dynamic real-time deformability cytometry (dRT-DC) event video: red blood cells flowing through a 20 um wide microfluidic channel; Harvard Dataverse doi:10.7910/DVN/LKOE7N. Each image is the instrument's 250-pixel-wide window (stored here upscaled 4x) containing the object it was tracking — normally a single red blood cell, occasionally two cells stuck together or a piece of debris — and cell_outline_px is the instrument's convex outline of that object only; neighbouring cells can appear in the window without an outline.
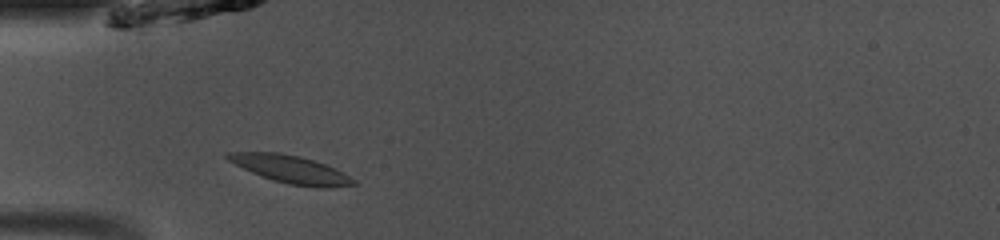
{"species": "common noctule bat (a hibernating species)", "species_latin": "Nyctalus noctula", "temperature_condition": "room temperature", "stored_images_in_passage": 37, "camera_frame_rate_fps": 3000, "um_per_image_px": 0.085, "animal": {"sex": "male", "body_mass_g": 13.0, "forearm_length_mm": 53.1}, "frame": {"image": 1, "passage_image": 4, "time_ms": 1.0, "image_size_px": [1000, 240], "cell_outline_px": [[356, 184], [332, 188], [324, 188], [288, 184], [252, 172], [228, 160], [224, 156], [224, 152], [280, 152], [300, 156], [336, 168], [356, 180]], "centroid_in_image_um": [24.74, 14.38], "position_along_channel_um": 60.3, "area_um2": 20.11}}
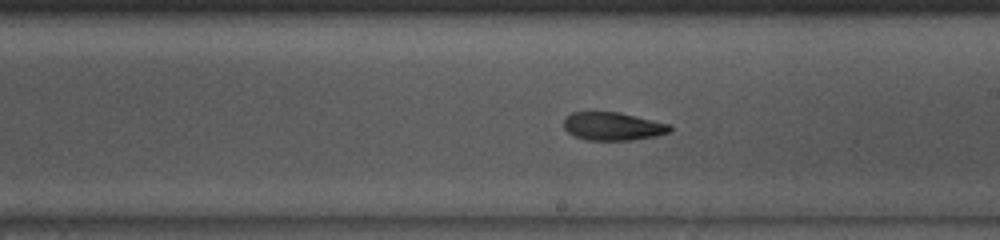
{"frame": {"image": 2, "passage_image": 17, "time_ms": 5.333, "image_size_px": [1000, 240], "cell_outline_px": [[672, 128], [668, 132], [656, 136], [632, 140], [588, 140], [576, 136], [568, 132], [564, 128], [564, 120], [572, 112], [620, 112], [672, 124]], "centroid_in_image_um": [52.13, 10.73], "position_along_channel_um": 236.9, "area_um2": 17.4}}
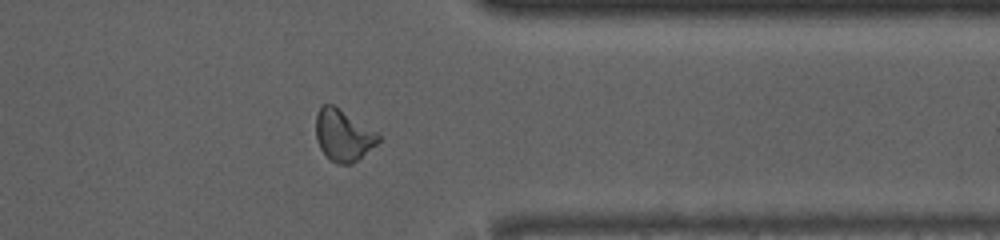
{"frame": {"image": 3, "passage_image": 28, "time_ms": 9.0, "image_size_px": [1000, 240], "cell_outline_px": [[380, 140], [376, 144], [352, 164], [336, 164], [320, 148], [316, 140], [316, 112], [320, 104], [332, 104], [376, 132], [380, 136]], "centroid_in_image_um": [29.13, 11.49], "position_along_channel_um": 382.3, "area_um2": 18.44}, "authors_computed_cell_mechanics": {"area_um2": 18.785, "velocity_mm_per_s": 4.111, "shape_relaxation_time_tau1_ms": 4.5781, "shape_relaxation_time_tau2_ms": 3.1048, "deformation_change_tau1": 0.1535, "deformation_change_tau2": 0.0996}}